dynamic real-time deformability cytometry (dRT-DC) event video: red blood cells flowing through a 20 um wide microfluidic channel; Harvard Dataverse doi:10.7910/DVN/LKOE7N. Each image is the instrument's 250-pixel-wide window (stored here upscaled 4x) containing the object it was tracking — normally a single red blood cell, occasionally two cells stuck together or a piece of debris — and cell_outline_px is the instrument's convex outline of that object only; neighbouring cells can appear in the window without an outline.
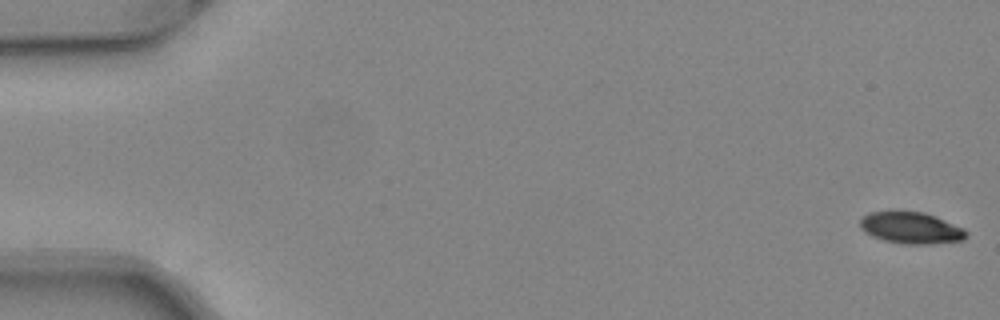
{"species": "common noctule bat (a hibernating species)", "species_latin": "Nyctalus noctula", "temperature_condition": "warm", "stored_images_in_passage": 51, "camera_frame_rate_fps": 3000, "um_per_image_px": 0.085, "animal": {"sex": "female", "body_mass_g": 24.6, "forearm_length_mm": 56.2}, "frame": {"image": 1, "passage_image": 1, "time_ms": 0.0, "image_size_px": [1000, 320], "cell_outline_px": [[968, 236], [964, 240], [932, 244], [908, 244], [884, 240], [872, 236], [864, 232], [860, 228], [860, 220], [868, 212], [888, 208], [924, 212], [936, 216], [964, 228], [968, 232]], "centroid_in_image_um": [77.41, 19.32], "position_along_channel_um": 7.6, "area_um2": 20.35}}
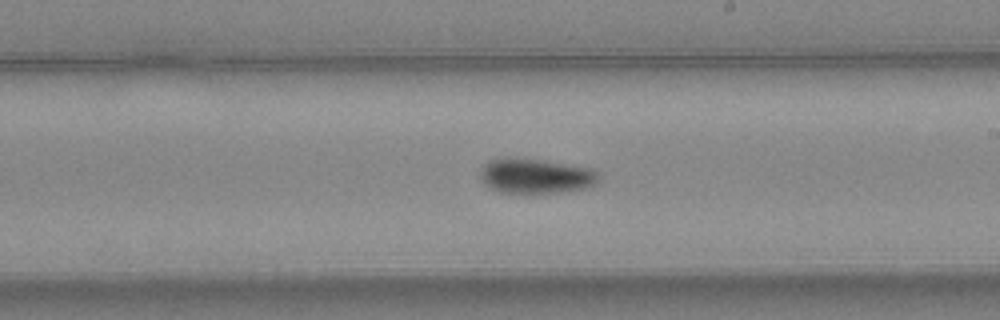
{"frame": {"image": 2, "passage_image": 30, "time_ms": 9.667, "image_size_px": [1000, 320], "cell_outline_px": [[600, 176], [596, 184], [584, 188], [560, 192], [500, 192], [484, 184], [480, 180], [480, 168], [488, 160], [508, 156], [544, 160], [592, 168]], "centroid_in_image_um": [45.49, 14.92], "position_along_channel_um": 243.5, "area_um2": 24.28}}
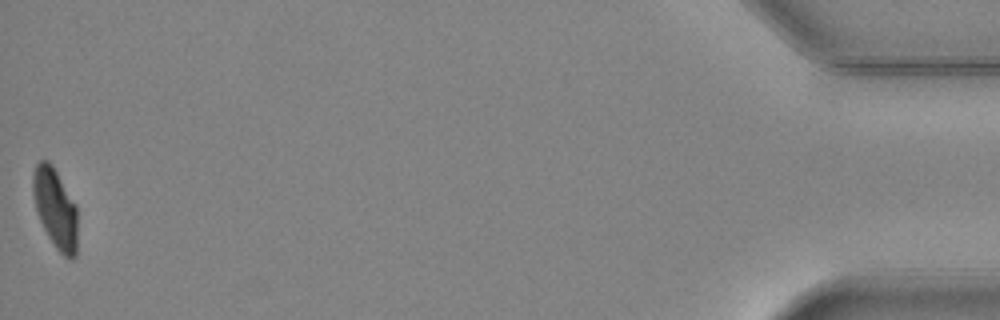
{"frame": {"image": 3, "passage_image": 51, "time_ms": 16.667, "image_size_px": [1000, 320], "cell_outline_px": [[76, 256], [72, 260], [64, 256], [56, 248], [48, 236], [40, 220], [36, 208], [32, 192], [32, 172], [36, 164], [40, 160], [48, 160], [52, 164], [76, 204]], "centroid_in_image_um": [4.68, 17.68], "position_along_channel_um": 430.5, "area_um2": 20.69}, "authors_computed_cell_mechanics": {"area_um2": 22.1952, "velocity_mm_per_s": 4.0733, "shape_relaxation_time_tau1_ms": 4.6737, "shape_relaxation_time_tau2_ms": 10.3047, "deformation_change_tau1": 0.1744, "deformation_change_tau2": 0.1094}}